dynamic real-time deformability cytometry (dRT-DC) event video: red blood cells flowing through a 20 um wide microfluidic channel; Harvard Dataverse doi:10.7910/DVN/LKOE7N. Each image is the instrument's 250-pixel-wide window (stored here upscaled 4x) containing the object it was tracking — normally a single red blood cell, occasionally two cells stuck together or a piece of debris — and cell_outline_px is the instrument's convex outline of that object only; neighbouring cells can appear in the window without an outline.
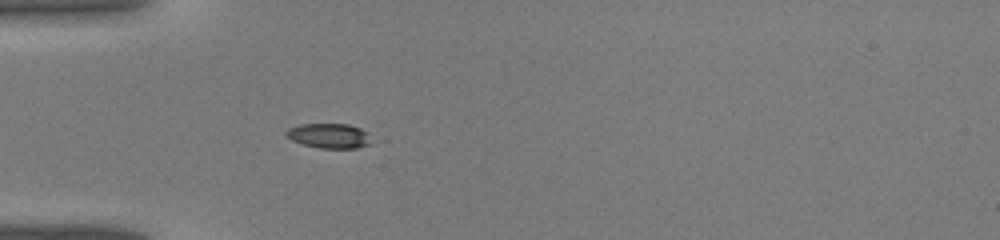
{"species": "common noctule bat (a hibernating species)", "species_latin": "Nyctalus noctula", "temperature_condition": "warm", "stored_images_in_passage": 30, "camera_frame_rate_fps": 3000, "um_per_image_px": 0.085, "animal": {"sex": "male", "body_mass_g": 19.0, "forearm_length_mm": 50.8}, "frame": {"image": 1, "passage_image": 1, "time_ms": 0.0, "image_size_px": [1000, 240], "cell_outline_px": [[372, 144], [356, 148], [320, 148], [304, 144], [292, 140], [284, 136], [284, 132], [288, 128], [300, 124], [348, 124], [360, 128], [368, 132]], "centroid_in_image_um": [27.97, 11.54], "position_along_channel_um": 57.0, "area_um2": 12.43}}
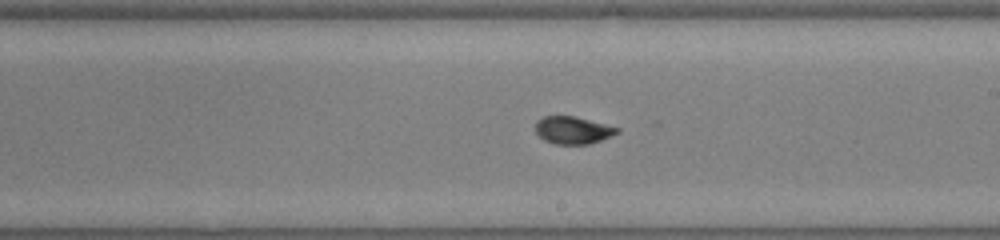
{"frame": {"image": 2, "passage_image": 13, "time_ms": 4.0, "image_size_px": [1000, 240], "cell_outline_px": [[620, 132], [600, 140], [588, 144], [556, 144], [544, 140], [536, 132], [536, 120], [544, 116], [576, 116], [620, 128]], "centroid_in_image_um": [48.7, 11.05], "position_along_channel_um": 240.3, "area_um2": 13.01}}
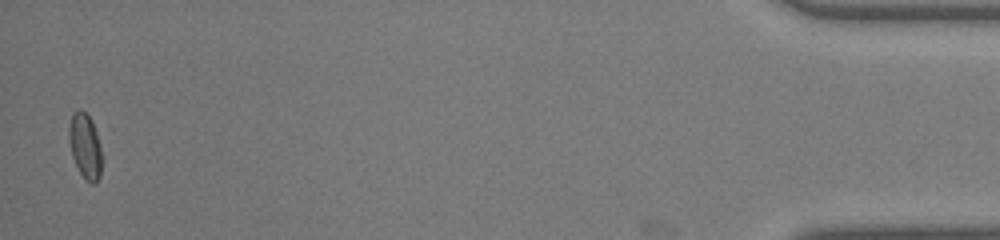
{"frame": {"image": 3, "passage_image": 30, "time_ms": 9.667, "image_size_px": [1000, 240], "cell_outline_px": [[104, 160], [100, 176], [96, 184], [92, 184], [80, 172], [72, 156], [68, 140], [68, 128], [72, 112], [76, 108], [80, 108], [100, 128], [104, 156]], "centroid_in_image_um": [7.32, 12.35], "position_along_channel_um": 427.9, "area_um2": 13.64}}